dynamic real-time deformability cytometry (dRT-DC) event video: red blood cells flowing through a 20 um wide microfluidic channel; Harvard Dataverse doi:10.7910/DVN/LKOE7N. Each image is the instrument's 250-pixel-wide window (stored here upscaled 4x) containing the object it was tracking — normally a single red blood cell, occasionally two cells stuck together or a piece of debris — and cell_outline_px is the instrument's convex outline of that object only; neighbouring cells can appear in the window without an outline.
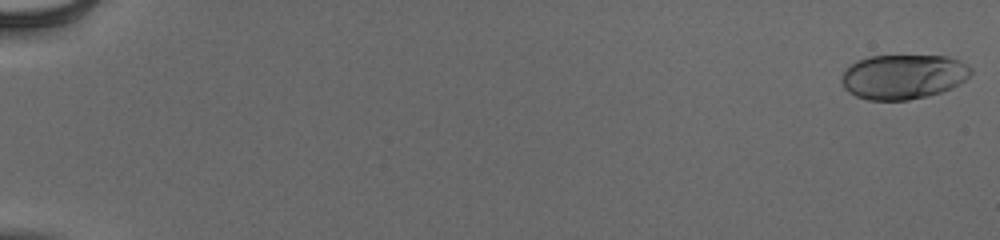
{"species": "human", "species_latin": "Homo sapiens", "temperature_condition": "cold", "stored_images_in_passage": 31, "camera_frame_rate_fps": 3000, "um_per_image_px": 0.085, "donor": {"sex": "male"}, "frame": {"image": 1, "passage_image": 1, "time_ms": 0.0, "image_size_px": [1000, 240], "cell_outline_px": [[972, 72], [960, 84], [952, 88], [940, 92], [908, 100], [868, 100], [856, 96], [848, 92], [844, 88], [840, 80], [844, 72], [856, 60], [868, 56], [948, 56], [960, 60], [968, 64], [972, 68]], "centroid_in_image_um": [76.78, 6.51], "position_along_channel_um": 8.2, "area_um2": 33.76}}
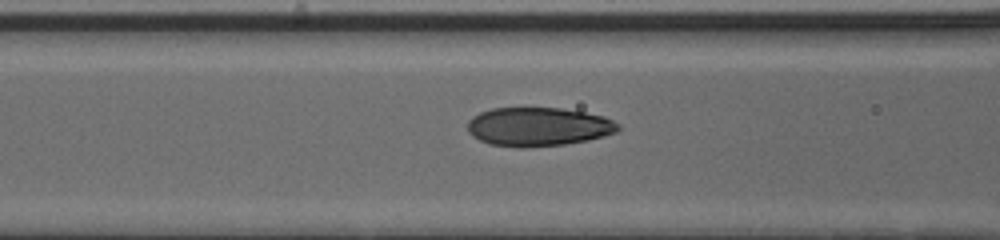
{"frame": {"image": 2, "passage_image": 25, "time_ms": 8.0, "image_size_px": [1000, 240], "cell_outline_px": [[620, 128], [616, 132], [604, 136], [588, 140], [564, 144], [524, 148], [520, 148], [492, 144], [480, 140], [472, 136], [468, 132], [468, 120], [472, 116], [480, 112], [492, 108], [560, 108], [584, 112], [604, 116], [620, 124]], "centroid_in_image_um": [45.75, 10.77], "position_along_channel_um": 120.8, "area_um2": 34.1}}
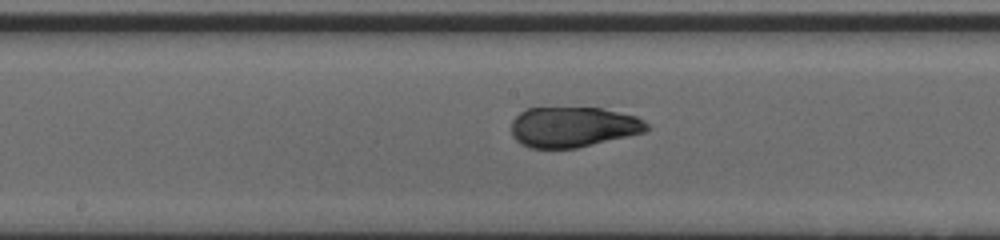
{"frame": {"image": 3, "passage_image": 31, "time_ms": 10.0, "image_size_px": [1000, 240], "cell_outline_px": [[648, 128], [644, 132], [576, 148], [528, 148], [520, 144], [512, 136], [512, 120], [524, 108], [600, 108], [636, 116], [644, 120], [648, 124]], "centroid_in_image_um": [48.67, 10.79], "position_along_channel_um": 199.5, "area_um2": 31.73}}